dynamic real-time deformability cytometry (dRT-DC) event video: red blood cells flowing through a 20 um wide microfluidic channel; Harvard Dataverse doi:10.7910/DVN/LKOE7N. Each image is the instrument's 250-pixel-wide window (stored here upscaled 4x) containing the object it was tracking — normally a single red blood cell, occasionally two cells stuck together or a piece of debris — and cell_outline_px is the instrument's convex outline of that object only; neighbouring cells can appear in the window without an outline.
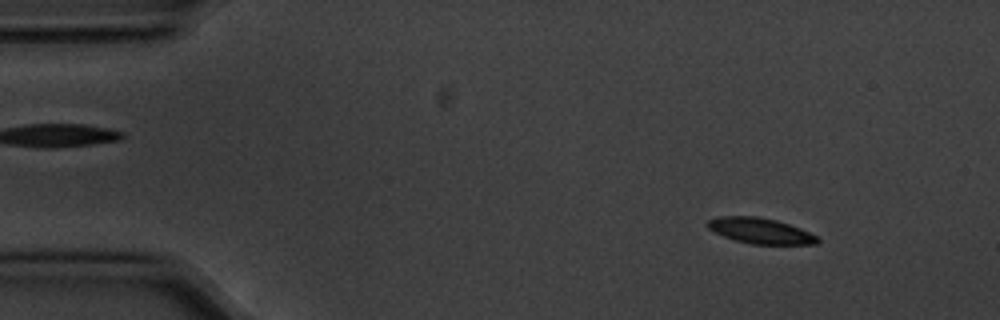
{"species": "common noctule bat (a hibernating species)", "species_latin": "Nyctalus noctula", "temperature_condition": "cold", "stored_images_in_passage": 56, "camera_frame_rate_fps": 3000, "um_per_image_px": 0.085, "animal": {"sex": "male", "body_mass_g": 20.1, "forearm_length_mm": 53.5}, "frame": {"image": 1, "passage_image": 6, "time_ms": 1.667, "image_size_px": [1000, 320], "cell_outline_px": [[820, 240], [816, 244], [752, 244], [736, 240], [724, 236], [708, 228], [708, 220], [720, 216], [756, 216], [776, 220], [800, 228], [816, 236]], "centroid_in_image_um": [64.64, 19.61], "position_along_channel_um": 20.4, "area_um2": 16.13}}
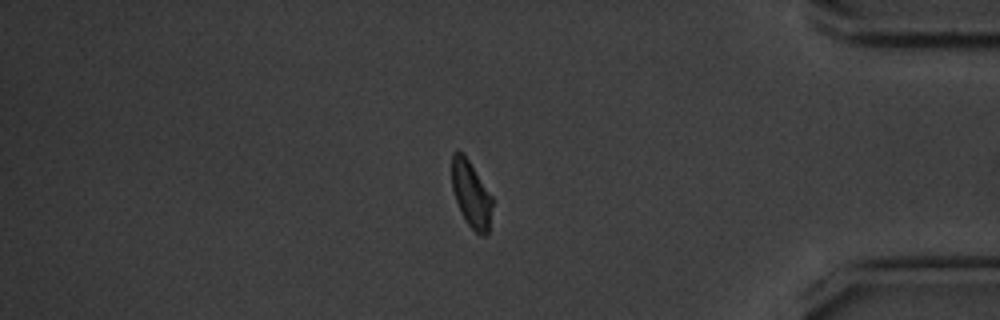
{"frame": {"image": 2, "passage_image": 47, "time_ms": 15.333, "image_size_px": [1000, 320], "cell_outline_px": [[492, 204], [488, 232], [484, 236], [480, 236], [464, 220], [460, 212], [452, 188], [452, 152], [464, 152], [492, 196]], "centroid_in_image_um": [40.04, 16.5], "position_along_channel_um": 395.2, "area_um2": 15.66}}
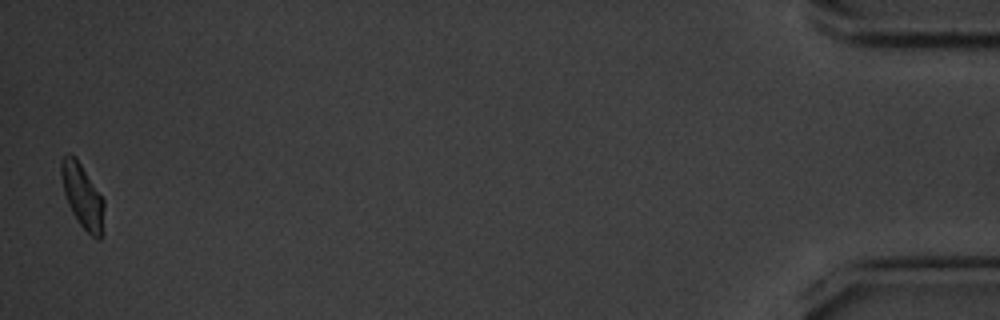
{"frame": {"image": 3, "passage_image": 55, "time_ms": 18.0, "image_size_px": [1000, 320], "cell_outline_px": [[104, 208], [100, 240], [96, 240], [80, 224], [72, 212], [68, 204], [64, 192], [60, 172], [60, 160], [68, 152], [80, 164], [104, 200]], "centroid_in_image_um": [6.99, 16.66], "position_along_channel_um": 428.2, "area_um2": 15.55}, "authors_computed_cell_mechanics": {"area_um2": 16.7042, "velocity_mm_per_s": 3.5544, "shape_relaxation_time_tau1_ms": null, "shape_relaxation_time_tau2_ms": 3.1702, "deformation_change_tau1": null, "deformation_change_tau2": 0.0791}}